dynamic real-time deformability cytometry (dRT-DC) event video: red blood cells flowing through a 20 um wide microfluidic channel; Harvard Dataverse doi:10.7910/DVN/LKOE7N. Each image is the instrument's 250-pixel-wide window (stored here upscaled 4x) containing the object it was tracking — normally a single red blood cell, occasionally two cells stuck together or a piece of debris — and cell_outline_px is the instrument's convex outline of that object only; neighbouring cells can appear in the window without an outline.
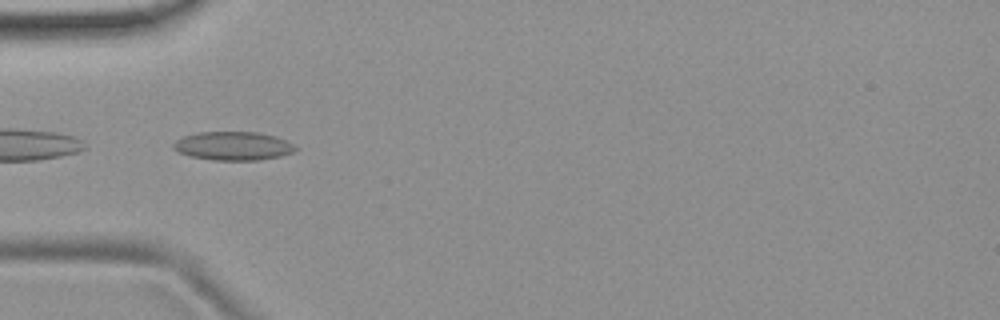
{"species": "common noctule bat (a hibernating species)", "species_latin": "Nyctalus noctula", "temperature_condition": "room temperature", "stored_images_in_passage": 8, "camera_frame_rate_fps": 3000, "um_per_image_px": 0.085, "animal": {"sex": "female", "body_mass_g": 19.9}, "frame": {"image": 1, "passage_image": 5, "time_ms": 5.0, "image_size_px": [1000, 320], "cell_outline_px": [[296, 152], [280, 156], [256, 160], [212, 160], [188, 156], [172, 148], [172, 144], [176, 140], [184, 136], [196, 132], [256, 132], [276, 136], [292, 144], [296, 148]], "centroid_in_image_um": [19.79, 12.4], "position_along_channel_um": 65.2, "area_um2": 20.35}}
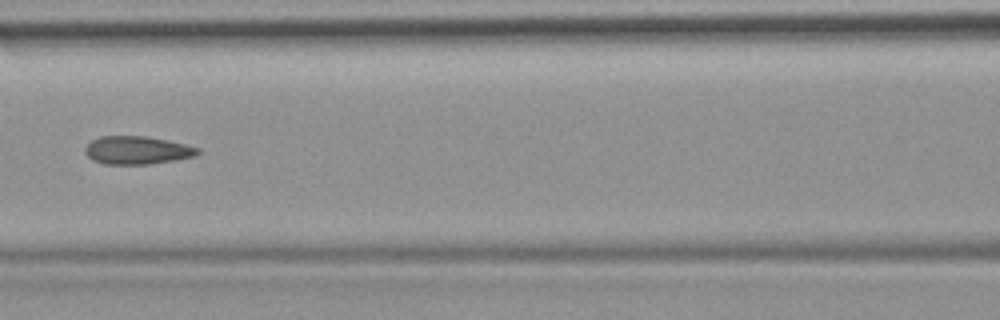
{"frame": {"image": 2, "passage_image": 7, "time_ms": 7.333, "image_size_px": [1000, 320], "cell_outline_px": [[200, 152], [196, 156], [176, 160], [148, 164], [104, 164], [92, 160], [84, 152], [84, 148], [92, 140], [100, 136], [144, 136], [168, 140], [200, 148]], "centroid_in_image_um": [11.66, 12.77], "position_along_channel_um": 154.9, "area_um2": 18.5}}
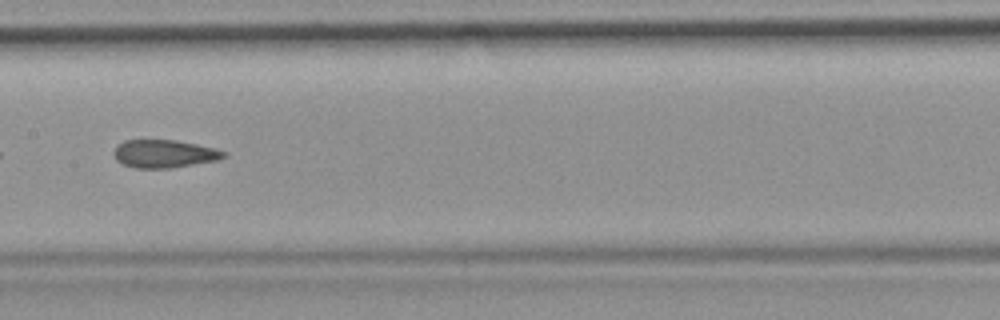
{"frame": {"image": 3, "passage_image": 8, "time_ms": 8.333, "image_size_px": [1000, 320], "cell_outline_px": [[228, 152], [224, 156], [216, 160], [172, 168], [136, 168], [124, 164], [116, 160], [112, 152], [124, 140], [176, 140], [216, 148]], "centroid_in_image_um": [13.96, 13.07], "position_along_channel_um": 193.4, "area_um2": 17.8}}